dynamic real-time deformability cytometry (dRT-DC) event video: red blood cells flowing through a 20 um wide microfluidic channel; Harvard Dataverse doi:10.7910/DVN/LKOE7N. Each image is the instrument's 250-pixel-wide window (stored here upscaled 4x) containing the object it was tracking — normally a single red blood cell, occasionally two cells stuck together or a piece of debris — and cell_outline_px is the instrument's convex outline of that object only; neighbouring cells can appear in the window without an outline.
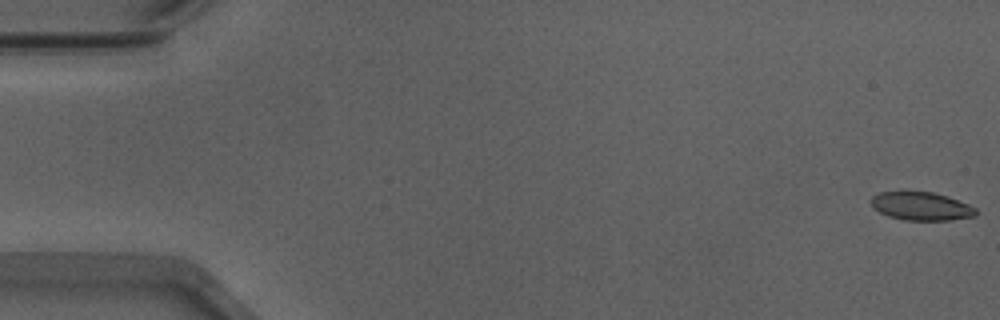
{"species": "Egyptian fruit bat (a non-hibernating species)", "species_latin": "Rousettus aegyptiacus", "temperature_condition": "warm", "stored_images_in_passage": 13, "camera_frame_rate_fps": 3000, "um_per_image_px": 0.085, "animal": {"sex": "male"}, "frame": {"image": 1, "passage_image": 1, "time_ms": 0.0, "image_size_px": [1000, 320], "cell_outline_px": [[976, 216], [952, 220], [904, 220], [888, 216], [872, 208], [868, 200], [872, 196], [880, 192], [904, 188], [932, 192], [948, 196], [968, 204], [976, 208]], "centroid_in_image_um": [78.22, 17.48], "position_along_channel_um": 6.8, "area_um2": 18.15}}